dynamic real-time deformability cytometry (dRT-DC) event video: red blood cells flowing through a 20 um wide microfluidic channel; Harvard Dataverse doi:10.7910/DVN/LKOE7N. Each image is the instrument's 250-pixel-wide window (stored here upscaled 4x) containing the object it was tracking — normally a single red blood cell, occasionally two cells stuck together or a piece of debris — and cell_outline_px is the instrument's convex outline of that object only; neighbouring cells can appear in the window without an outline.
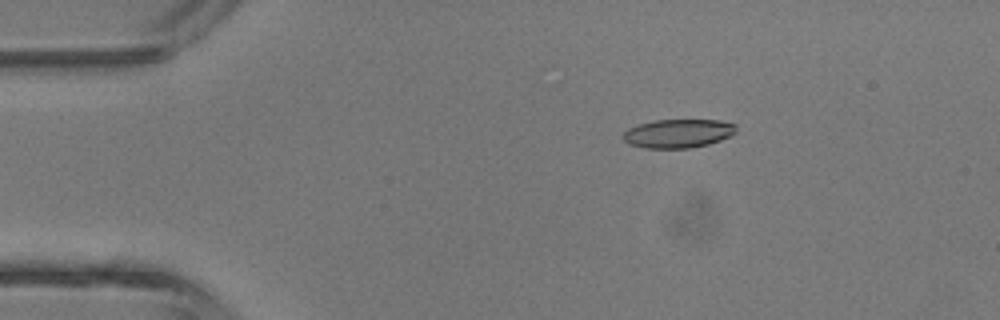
{"species": "common noctule bat (a hibernating species)", "species_latin": "Nyctalus noctula", "temperature_condition": "room temperature", "stored_images_in_passage": 5, "camera_frame_rate_fps": 3000, "um_per_image_px": 0.085, "animal": {"sex": "male", "body_mass_g": 13.3}, "frame": {"image": 1, "passage_image": 5, "time_ms": 4.333, "image_size_px": [1000, 320], "cell_outline_px": [[736, 132], [732, 136], [708, 144], [688, 148], [644, 148], [628, 144], [620, 136], [628, 128], [636, 124], [656, 120], [720, 120], [736, 124]], "centroid_in_image_um": [57.62, 11.34], "position_along_channel_um": 27.4, "area_um2": 19.13}}